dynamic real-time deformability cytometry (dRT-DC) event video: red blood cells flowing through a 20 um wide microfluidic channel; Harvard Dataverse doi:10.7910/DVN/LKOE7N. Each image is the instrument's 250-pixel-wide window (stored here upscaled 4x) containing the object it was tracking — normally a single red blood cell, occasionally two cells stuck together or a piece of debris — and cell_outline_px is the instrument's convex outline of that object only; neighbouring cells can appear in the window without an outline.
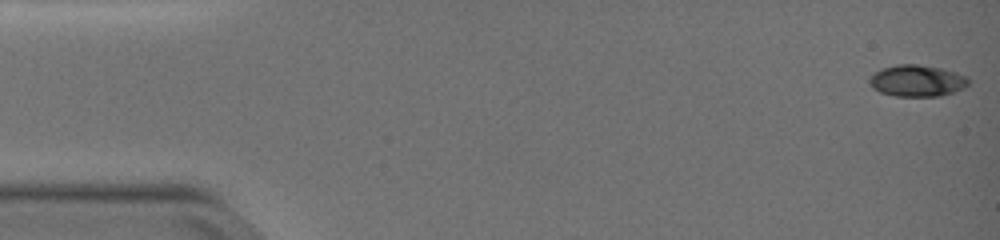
{"species": "common noctule bat (a hibernating species)", "species_latin": "Nyctalus noctula", "temperature_condition": "warm", "stored_images_in_passage": 51, "camera_frame_rate_fps": 3000, "um_per_image_px": 0.085, "animal": {"sex": "female", "body_mass_g": 19.0, "forearm_length_mm": 51.5}, "frame": {"image": 1, "passage_image": 1, "time_ms": 0.0, "image_size_px": [1000, 240], "cell_outline_px": [[968, 84], [964, 88], [940, 96], [896, 96], [880, 92], [872, 88], [868, 80], [876, 72], [884, 68], [896, 64], [916, 64], [940, 68], [956, 72], [968, 76]], "centroid_in_image_um": [77.96, 6.86], "position_along_channel_um": 7.0, "area_um2": 18.09}}
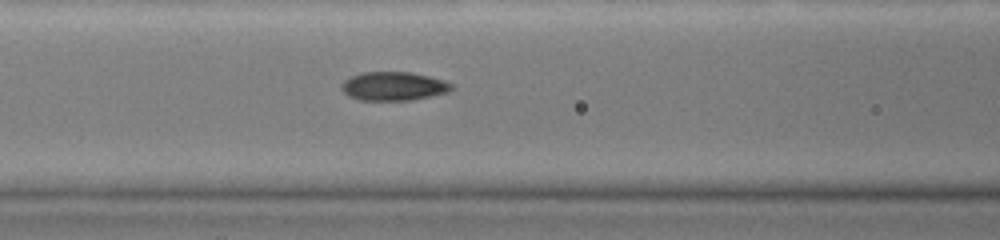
{"frame": {"image": 2, "passage_image": 22, "time_ms": 7.0, "image_size_px": [1000, 240], "cell_outline_px": [[452, 88], [448, 92], [412, 100], [360, 100], [348, 96], [340, 88], [340, 84], [344, 80], [360, 72], [412, 72], [444, 80], [452, 84]], "centroid_in_image_um": [33.42, 7.32], "position_along_channel_um": 133.2, "area_um2": 18.44}}
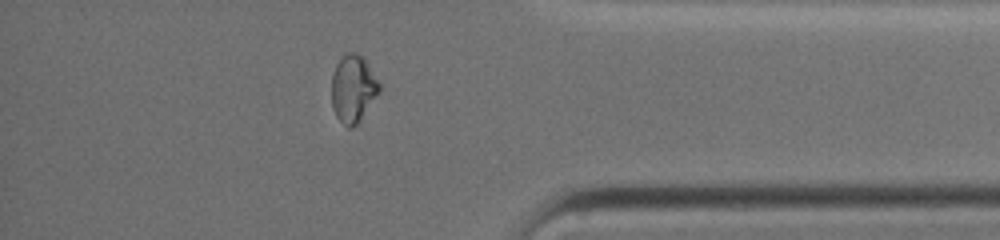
{"frame": {"image": 3, "passage_image": 44, "time_ms": 14.333, "image_size_px": [1000, 240], "cell_outline_px": [[380, 92], [360, 120], [352, 128], [348, 128], [336, 116], [332, 108], [332, 72], [336, 64], [348, 52], [352, 52], [360, 56], [364, 60], [380, 84]], "centroid_in_image_um": [30.0, 7.57], "position_along_channel_um": 405.2, "area_um2": 18.38}, "authors_computed_cell_mechanics": {"area_um2": 18.0914, "velocity_mm_per_s": 3.8378, "shape_relaxation_time_tau1_ms": null, "shape_relaxation_time_tau2_ms": 1.1192, "deformation_change_tau1": null, "deformation_change_tau2": 0.041}}